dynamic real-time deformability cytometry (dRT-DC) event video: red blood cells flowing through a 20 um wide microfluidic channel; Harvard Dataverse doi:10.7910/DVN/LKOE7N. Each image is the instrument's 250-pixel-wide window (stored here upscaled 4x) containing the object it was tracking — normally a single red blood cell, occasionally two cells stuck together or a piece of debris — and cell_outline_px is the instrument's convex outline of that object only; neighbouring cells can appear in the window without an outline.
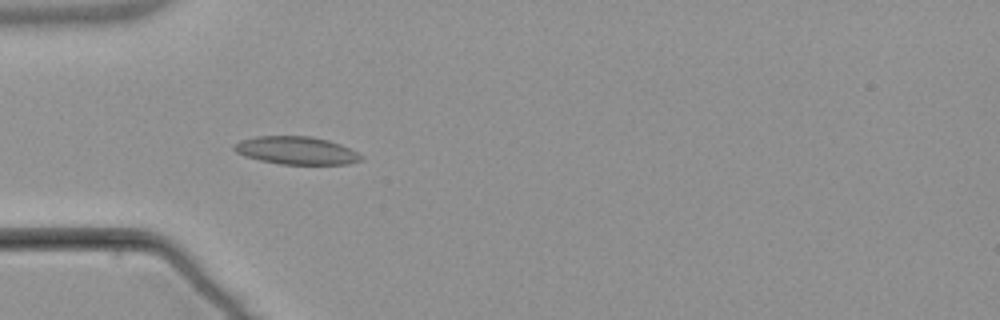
{"species": "common noctule bat (a hibernating species)", "species_latin": "Nyctalus noctula", "temperature_condition": "warm", "stored_images_in_passage": 7, "camera_frame_rate_fps": 3000, "um_per_image_px": 0.085, "animal": {"sex": "male", "body_mass_g": 21.5, "forearm_length_mm": 52.0}, "frame": {"image": 1, "passage_image": 5, "time_ms": 5.0, "image_size_px": [1000, 320], "cell_outline_px": [[364, 160], [348, 164], [280, 164], [260, 160], [244, 156], [236, 152], [232, 148], [232, 144], [240, 140], [256, 136], [312, 136], [328, 140], [340, 144], [364, 156]], "centroid_in_image_um": [25.17, 12.79], "position_along_channel_um": 59.8, "area_um2": 20.75}}
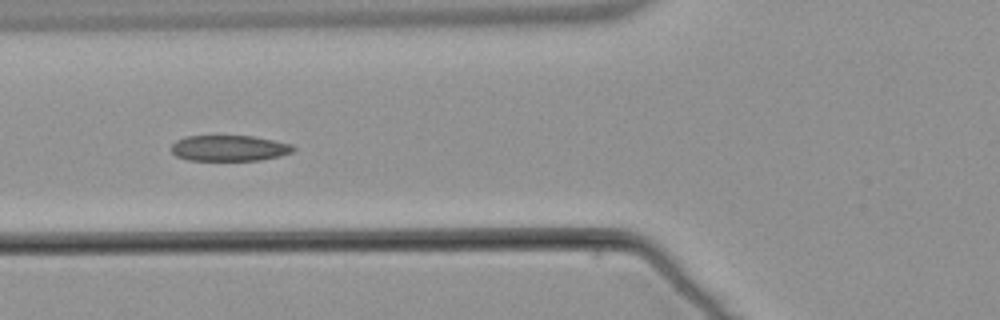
{"frame": {"image": 2, "passage_image": 6, "time_ms": 6.333, "image_size_px": [1000, 320], "cell_outline_px": [[296, 148], [292, 152], [280, 156], [260, 160], [188, 160], [176, 156], [172, 152], [172, 144], [176, 140], [184, 136], [252, 136], [292, 144]], "centroid_in_image_um": [19.48, 12.59], "position_along_channel_um": 106.3, "area_um2": 18.32}}